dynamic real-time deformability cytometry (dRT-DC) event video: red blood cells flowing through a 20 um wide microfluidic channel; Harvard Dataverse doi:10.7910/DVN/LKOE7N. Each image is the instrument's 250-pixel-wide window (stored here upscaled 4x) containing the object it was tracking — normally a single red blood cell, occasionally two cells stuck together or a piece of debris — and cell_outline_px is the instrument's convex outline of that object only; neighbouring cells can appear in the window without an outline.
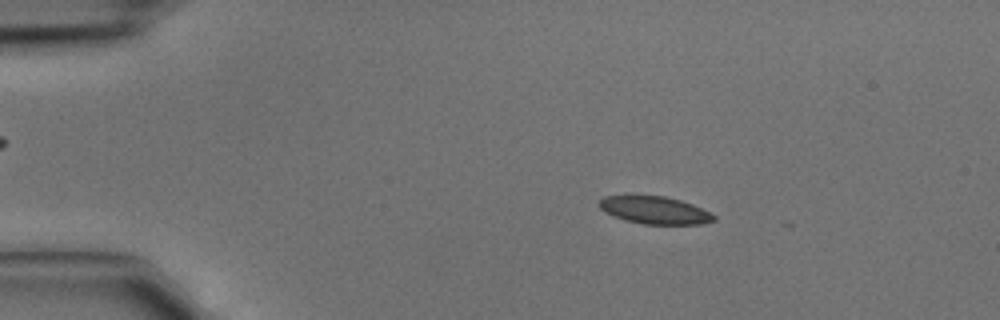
{"species": "common noctule bat (a hibernating species)", "species_latin": "Nyctalus noctula", "temperature_condition": "cold", "stored_images_in_passage": 3, "camera_frame_rate_fps": 3000, "um_per_image_px": 0.085, "animal": {"sex": "male", "body_mass_g": 15.6}, "frame": {"image": 1, "passage_image": 2, "time_ms": 0.333, "image_size_px": [1000, 320], "cell_outline_px": [[716, 220], [700, 224], [644, 224], [624, 220], [612, 216], [604, 212], [600, 208], [600, 200], [604, 196], [664, 196], [680, 200], [692, 204], [716, 216]], "centroid_in_image_um": [55.64, 17.87], "position_along_channel_um": 29.4, "area_um2": 18.21}}